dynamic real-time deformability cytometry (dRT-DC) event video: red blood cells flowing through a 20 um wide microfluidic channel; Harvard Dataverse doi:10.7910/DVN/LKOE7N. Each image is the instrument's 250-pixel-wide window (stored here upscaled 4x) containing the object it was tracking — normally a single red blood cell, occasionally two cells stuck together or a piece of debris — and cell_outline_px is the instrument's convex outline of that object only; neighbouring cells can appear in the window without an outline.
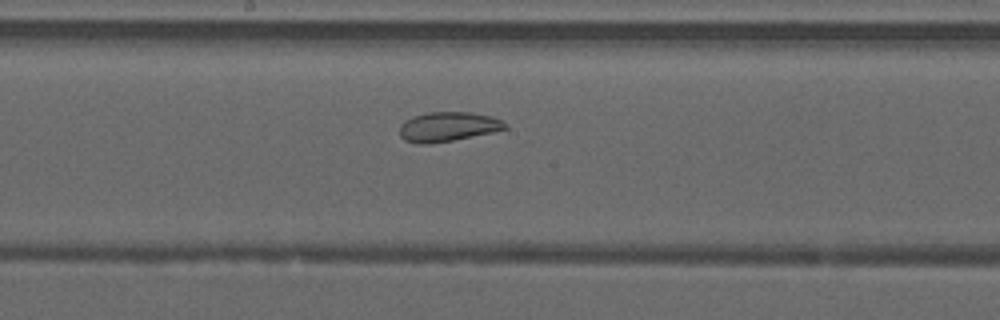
{"species": "common noctule bat (a hibernating species)", "species_latin": "Nyctalus noctula", "temperature_condition": "warm", "stored_images_in_passage": 45, "camera_frame_rate_fps": 3000, "um_per_image_px": 0.085, "animal": {"sex": "male", "forearm_length_mm": 52.5}, "frame": {"image": 1, "passage_image": 23, "time_ms": 7.333, "image_size_px": [1000, 320], "cell_outline_px": [[508, 128], [492, 132], [452, 140], [428, 144], [416, 144], [404, 140], [400, 136], [400, 124], [404, 120], [412, 116], [428, 112], [472, 112], [492, 116], [508, 124]], "centroid_in_image_um": [38.05, 10.76], "position_along_channel_um": 210.2, "area_um2": 18.26}}
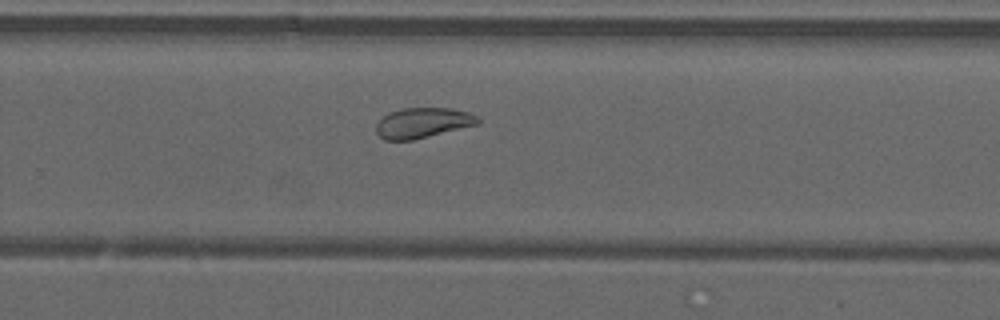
{"frame": {"image": 2, "passage_image": 29, "time_ms": 9.333, "image_size_px": [1000, 320], "cell_outline_px": [[480, 124], [412, 140], [384, 140], [376, 132], [376, 124], [388, 112], [400, 108], [448, 108], [468, 112], [476, 116], [480, 120]], "centroid_in_image_um": [35.92, 10.44], "position_along_channel_um": 293.9, "area_um2": 17.92}}
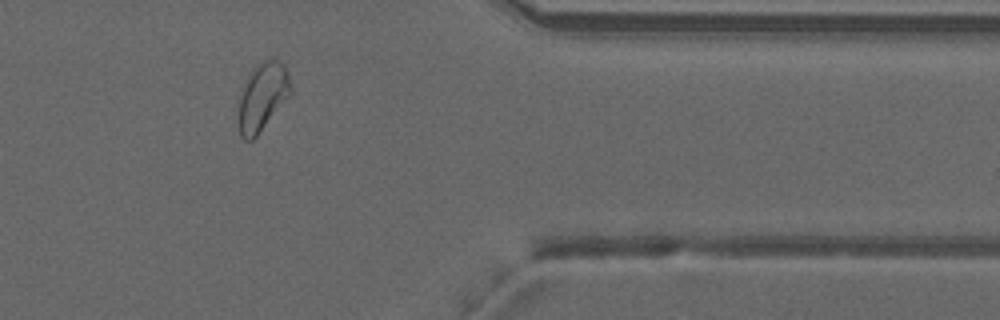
{"frame": {"image": 3, "passage_image": 37, "time_ms": 12.0, "image_size_px": [1000, 320], "cell_outline_px": [[292, 92], [256, 136], [252, 140], [244, 140], [240, 136], [236, 120], [240, 92], [252, 68], [260, 60], [268, 56], [276, 56], [284, 64], [292, 88]], "centroid_in_image_um": [22.27, 8.17], "position_along_channel_um": 389.1, "area_um2": 21.27}, "authors_computed_cell_mechanics": {"area_um2": 22.542, "velocity_mm_per_s": 4.206, "shape_relaxation_time_tau1_ms": null, "shape_relaxation_time_tau2_ms": 1.7914, "deformation_change_tau1": null, "deformation_change_tau2": 0.0781}}